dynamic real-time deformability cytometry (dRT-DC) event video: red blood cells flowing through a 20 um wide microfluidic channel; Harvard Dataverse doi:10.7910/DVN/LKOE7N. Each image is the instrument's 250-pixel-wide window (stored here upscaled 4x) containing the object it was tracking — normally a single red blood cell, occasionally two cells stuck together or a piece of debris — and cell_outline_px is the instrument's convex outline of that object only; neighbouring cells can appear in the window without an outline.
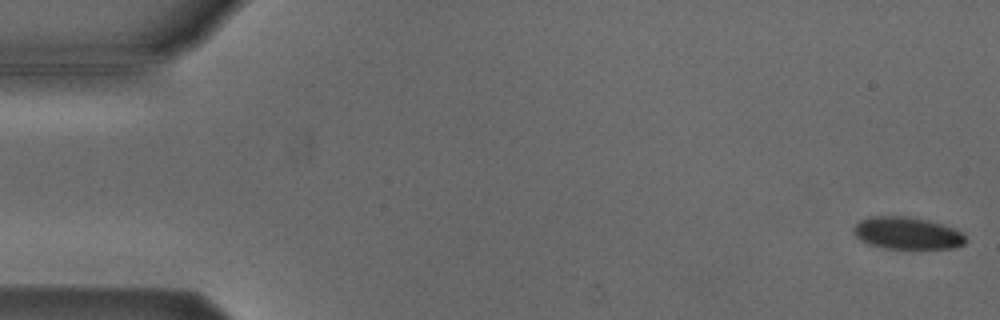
{"species": "Egyptian fruit bat (a non-hibernating species)", "species_latin": "Rousettus aegyptiacus", "temperature_condition": "cold", "stored_images_in_passage": 53, "camera_frame_rate_fps": 3000, "um_per_image_px": 0.085, "animal": {"sex": "male"}, "frame": {"image": 1, "passage_image": 1, "time_ms": 0.0, "image_size_px": [1000, 320], "cell_outline_px": [[964, 244], [952, 248], [884, 248], [868, 244], [860, 240], [852, 232], [852, 228], [860, 220], [872, 216], [908, 216], [928, 220], [952, 228], [960, 232], [964, 236]], "centroid_in_image_um": [77.04, 19.81], "position_along_channel_um": 8.0, "area_um2": 20.81}}
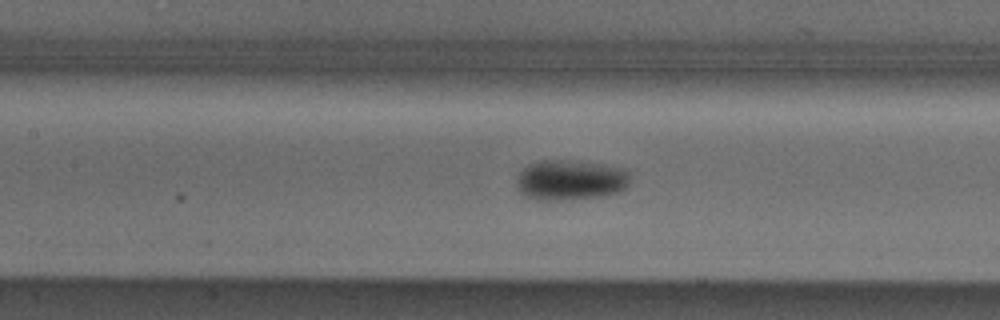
{"frame": {"image": 2, "passage_image": 24, "time_ms": 7.667, "image_size_px": [1000, 320], "cell_outline_px": [[628, 184], [620, 192], [600, 196], [560, 200], [536, 200], [524, 196], [516, 188], [516, 176], [528, 164], [540, 160], [568, 160], [600, 164], [620, 168], [628, 172]], "centroid_in_image_um": [48.4, 15.31], "position_along_channel_um": 159.0, "area_um2": 26.65}}
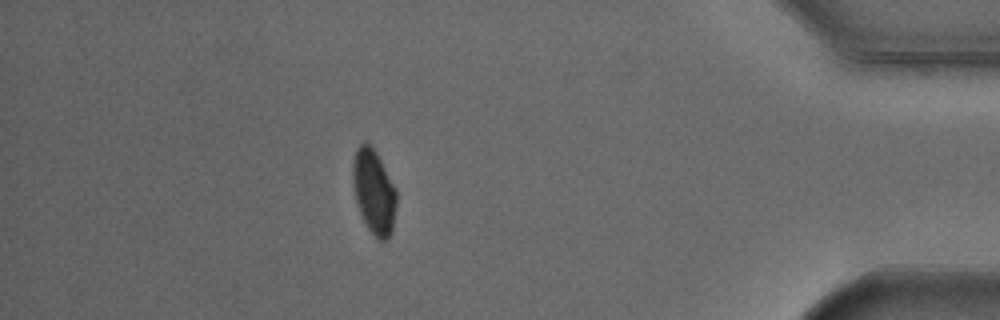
{"frame": {"image": 3, "passage_image": 47, "time_ms": 15.333, "image_size_px": [1000, 320], "cell_outline_px": [[396, 204], [392, 232], [380, 244], [368, 228], [360, 212], [356, 200], [352, 184], [352, 164], [356, 148], [364, 140], [368, 140], [372, 144], [396, 188]], "centroid_in_image_um": [31.77, 16.25], "position_along_channel_um": 403.4, "area_um2": 21.85}, "authors_computed_cell_mechanics": {"area_um2": 22.5998, "velocity_mm_per_s": 3.8173, "shape_relaxation_time_tau1_ms": 2.5112, "shape_relaxation_time_tau2_ms": null, "deformation_change_tau1": 0.0803, "deformation_change_tau2": null}}